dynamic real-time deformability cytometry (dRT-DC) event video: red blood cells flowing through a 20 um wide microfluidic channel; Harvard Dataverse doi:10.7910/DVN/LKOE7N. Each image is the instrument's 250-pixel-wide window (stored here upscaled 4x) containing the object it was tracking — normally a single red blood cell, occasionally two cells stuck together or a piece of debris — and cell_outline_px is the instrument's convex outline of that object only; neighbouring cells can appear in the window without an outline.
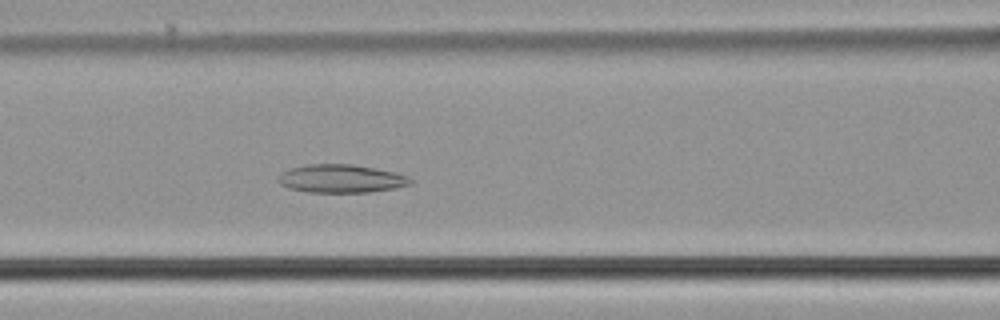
{"species": "common noctule bat (a hibernating species)", "species_latin": "Nyctalus noctula", "temperature_condition": "cold", "stored_images_in_passage": 54, "camera_frame_rate_fps": 3000, "um_per_image_px": 0.085, "animal": {"sex": "male", "body_mass_g": 21.5, "forearm_length_mm": 52.0}, "frame": {"image": 1, "passage_image": 23, "time_ms": 7.333, "image_size_px": [1000, 320], "cell_outline_px": [[412, 184], [396, 188], [368, 192], [308, 192], [288, 188], [280, 184], [280, 176], [284, 172], [292, 168], [308, 164], [352, 164], [376, 168], [396, 172], [408, 176], [412, 180]], "centroid_in_image_um": [29.06, 15.18], "position_along_channel_um": 137.5, "area_um2": 21.62}}
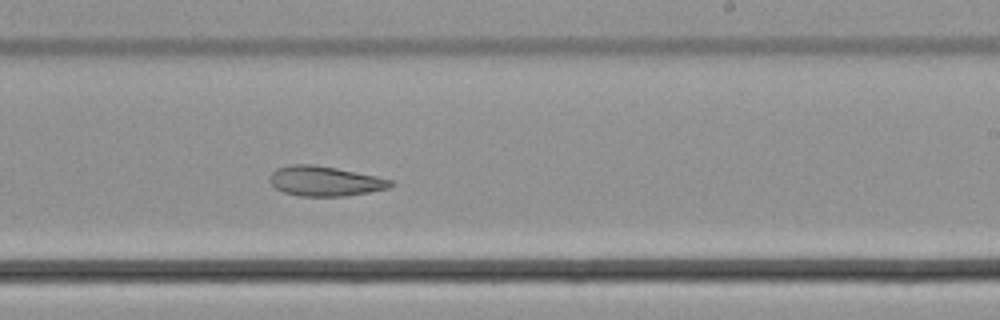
{"frame": {"image": 2, "passage_image": 33, "time_ms": 10.667, "image_size_px": [1000, 320], "cell_outline_px": [[396, 184], [388, 188], [368, 192], [344, 196], [300, 196], [284, 192], [276, 188], [268, 180], [272, 172], [276, 168], [292, 164], [312, 164], [336, 168], [376, 176], [392, 180]], "centroid_in_image_um": [27.61, 15.39], "position_along_channel_um": 261.4, "area_um2": 20.98}}
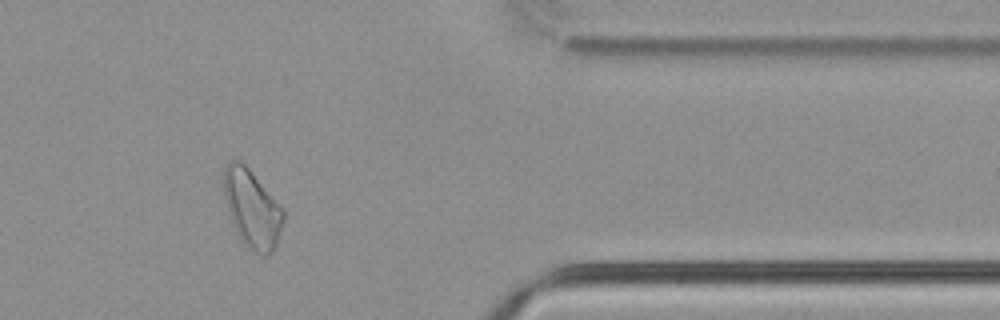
{"frame": {"image": 3, "passage_image": 45, "time_ms": 14.667, "image_size_px": [1000, 320], "cell_outline_px": [[284, 220], [276, 244], [272, 252], [264, 256], [260, 256], [244, 244], [240, 240], [232, 224], [224, 192], [224, 168], [232, 160], [240, 160], [248, 168], [284, 208]], "centroid_in_image_um": [21.44, 17.76], "position_along_channel_um": 390.0, "area_um2": 26.88}, "authors_computed_cell_mechanics": {"area_um2": 27.2238, "velocity_mm_per_s": 3.721, "shape_relaxation_time_tau1_ms": null, "shape_relaxation_time_tau2_ms": 3.4963, "deformation_change_tau1": null, "deformation_change_tau2": 0.1047}}